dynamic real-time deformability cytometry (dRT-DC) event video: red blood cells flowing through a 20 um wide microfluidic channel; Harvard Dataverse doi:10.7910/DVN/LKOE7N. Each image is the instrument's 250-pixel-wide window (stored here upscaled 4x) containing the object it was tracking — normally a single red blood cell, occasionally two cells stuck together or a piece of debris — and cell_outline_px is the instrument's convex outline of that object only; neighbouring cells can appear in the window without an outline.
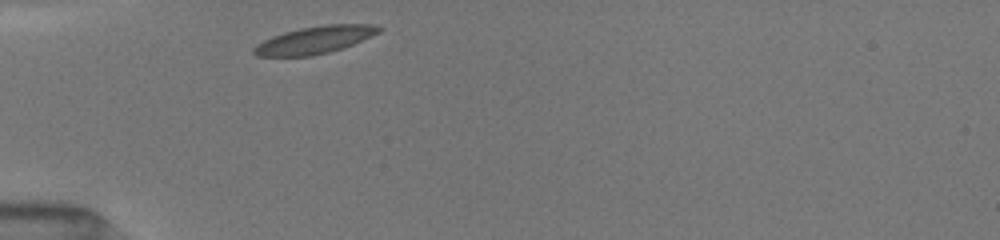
{"species": "common noctule bat (a hibernating species)", "species_latin": "Nyctalus noctula", "temperature_condition": "room temperature", "stored_images_in_passage": 1, "camera_frame_rate_fps": 3000, "um_per_image_px": 0.085, "animal": {"sex": "female", "body_mass_g": 19.5, "forearm_length_mm": 54.1}, "frame": {"image": 1, "passage_image": 1, "time_ms": 0.0, "image_size_px": [1000, 240], "cell_outline_px": [[384, 28], [380, 32], [344, 48], [312, 56], [256, 56], [252, 52], [252, 48], [256, 44], [272, 36], [284, 32], [300, 28], [324, 24], [372, 24]], "centroid_in_image_um": [26.75, 3.39], "position_along_channel_um": 58.2, "area_um2": 20.06}}